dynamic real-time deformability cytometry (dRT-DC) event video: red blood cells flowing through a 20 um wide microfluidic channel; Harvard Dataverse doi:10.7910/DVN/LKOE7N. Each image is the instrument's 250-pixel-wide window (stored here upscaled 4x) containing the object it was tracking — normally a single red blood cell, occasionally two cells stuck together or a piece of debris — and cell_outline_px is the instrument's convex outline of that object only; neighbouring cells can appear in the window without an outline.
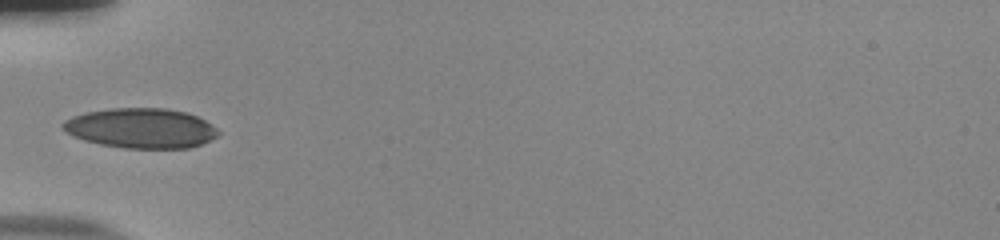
{"species": "human", "species_latin": "Homo sapiens", "temperature_condition": "room temperature", "stored_images_in_passage": 36, "camera_frame_rate_fps": 3000, "um_per_image_px": 0.085, "donor": {"sex": "male"}, "frame": {"image": 1, "passage_image": 1, "time_ms": 0.0, "image_size_px": [1000, 240], "cell_outline_px": [[220, 132], [216, 136], [200, 144], [188, 148], [124, 148], [100, 144], [84, 140], [72, 136], [60, 124], [64, 120], [72, 116], [88, 112], [112, 108], [164, 108], [188, 112], [204, 120], [216, 128]], "centroid_in_image_um": [11.96, 10.89], "position_along_channel_um": 73.0, "area_um2": 35.95}}
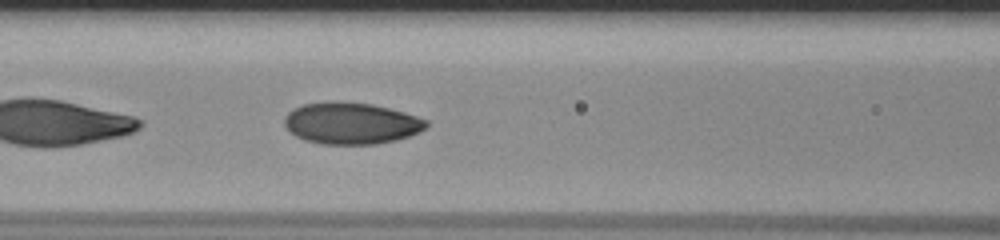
{"frame": {"image": 2, "passage_image": 6, "time_ms": 1.667, "image_size_px": [1000, 240], "cell_outline_px": [[428, 124], [420, 132], [396, 140], [376, 144], [320, 144], [304, 140], [296, 136], [284, 124], [284, 116], [292, 108], [304, 104], [332, 100], [336, 100], [372, 104], [404, 112], [428, 120]], "centroid_in_image_um": [29.83, 10.46], "position_along_channel_um": 136.8, "area_um2": 34.62}, "authors_computed_cell_mechanics": {"area_um2": 33.6396, "velocity_mm_per_s": 3.8148, "shape_relaxation_time_tau1_ms": 4.5497, "shape_relaxation_time_tau2_ms": null, "deformation_change_tau1": 0.1483, "deformation_change_tau2": null}}